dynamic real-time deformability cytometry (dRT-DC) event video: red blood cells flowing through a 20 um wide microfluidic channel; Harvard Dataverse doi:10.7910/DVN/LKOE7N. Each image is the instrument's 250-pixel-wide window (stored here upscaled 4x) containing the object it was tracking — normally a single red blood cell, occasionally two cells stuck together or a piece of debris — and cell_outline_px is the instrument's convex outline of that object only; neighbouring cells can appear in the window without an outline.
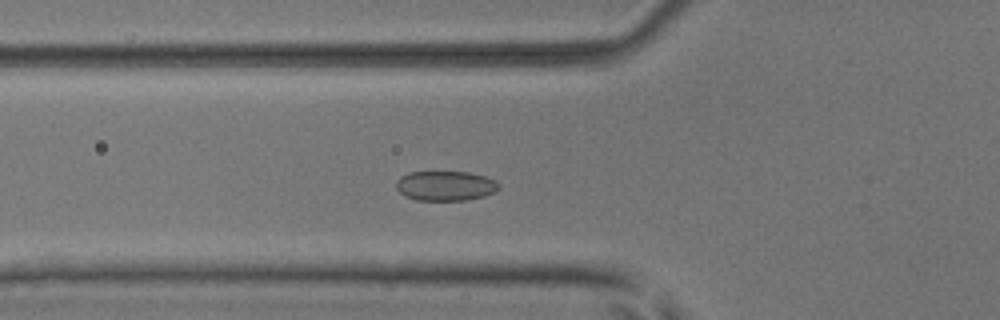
{"species": "common noctule bat (a hibernating species)", "species_latin": "Nyctalus noctula", "temperature_condition": "room temperature", "stored_images_in_passage": 50, "camera_frame_rate_fps": 3000, "um_per_image_px": 0.085, "animal": {"sex": "male", "body_mass_g": 17.9, "forearm_length_mm": 54.2}, "frame": {"image": 1, "passage_image": 16, "time_ms": 5.0, "image_size_px": [1000, 320], "cell_outline_px": [[500, 188], [484, 196], [464, 200], [416, 200], [404, 196], [396, 188], [396, 180], [400, 176], [408, 172], [468, 172], [484, 176], [496, 180], [500, 184]], "centroid_in_image_um": [37.84, 15.79], "position_along_channel_um": 88.0, "area_um2": 17.86}}
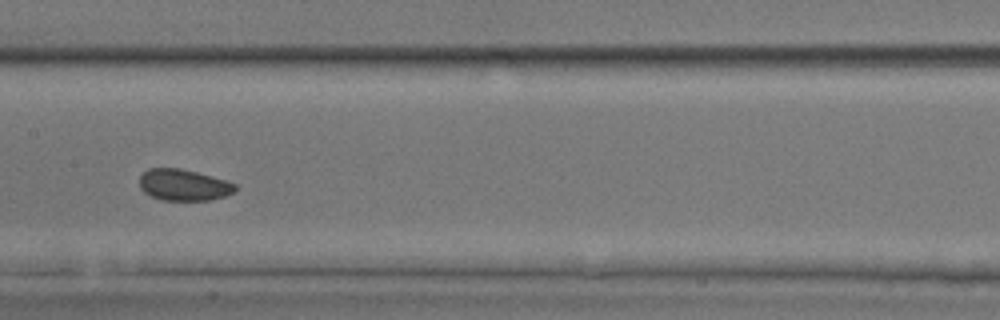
{"frame": {"image": 2, "passage_image": 24, "time_ms": 7.667, "image_size_px": [1000, 320], "cell_outline_px": [[236, 192], [224, 196], [208, 200], [164, 200], [152, 196], [144, 192], [140, 188], [140, 176], [148, 168], [180, 168], [212, 176], [236, 184]], "centroid_in_image_um": [15.61, 15.72], "position_along_channel_um": 191.8, "area_um2": 17.4}}
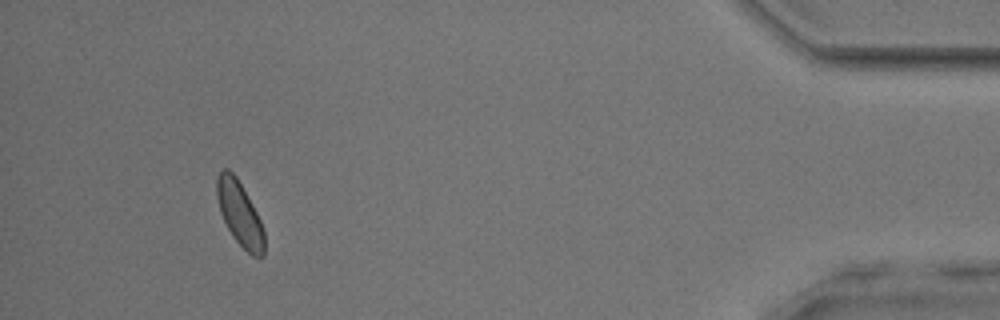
{"frame": {"image": 3, "passage_image": 46, "time_ms": 15.0, "image_size_px": [1000, 320], "cell_outline_px": [[264, 256], [252, 256], [232, 236], [220, 212], [216, 196], [216, 180], [220, 172], [224, 168], [228, 168], [236, 176], [252, 204], [264, 228]], "centroid_in_image_um": [20.36, 18.15], "position_along_channel_um": 414.8, "area_um2": 17.57}, "authors_computed_cell_mechanics": {"area_um2": 17.918, "velocity_mm_per_s": 3.8967, "shape_relaxation_time_tau1_ms": 1.6888, "shape_relaxation_time_tau2_ms": 3.3171, "deformation_change_tau1": 0.0394, "deformation_change_tau2": 0.0749}}